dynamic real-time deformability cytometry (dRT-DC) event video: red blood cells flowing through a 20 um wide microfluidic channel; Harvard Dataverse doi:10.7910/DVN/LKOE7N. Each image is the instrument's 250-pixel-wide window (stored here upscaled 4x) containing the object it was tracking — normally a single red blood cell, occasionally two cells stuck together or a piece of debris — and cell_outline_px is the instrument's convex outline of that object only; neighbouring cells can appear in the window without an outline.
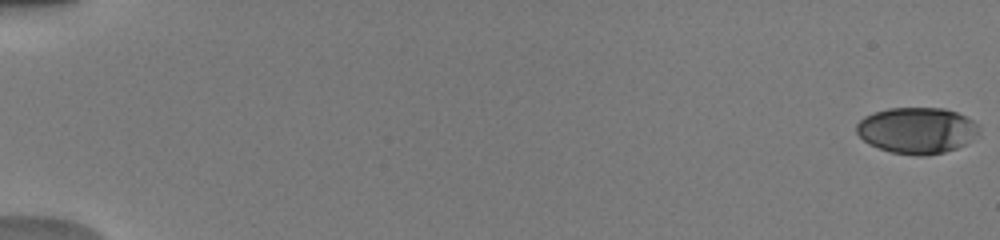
{"species": "human", "species_latin": "Homo sapiens", "temperature_condition": "warm", "stored_images_in_passage": 20, "segment_of_instrument_passage": [1, 2], "camera_frame_rate_fps": 3000, "um_per_image_px": 0.085, "donor": {"sex": "male"}, "frame": {"image": 1, "passage_image": 1, "time_ms": 0.0, "image_size_px": [1000, 240], "cell_outline_px": [[980, 124], [976, 132], [964, 144], [956, 148], [944, 152], [924, 156], [916, 156], [892, 152], [868, 144], [856, 132], [856, 124], [864, 116], [872, 112], [888, 108], [944, 108], [956, 112]], "centroid_in_image_um": [77.88, 11.07], "position_along_channel_um": 7.1, "area_um2": 32.77}}
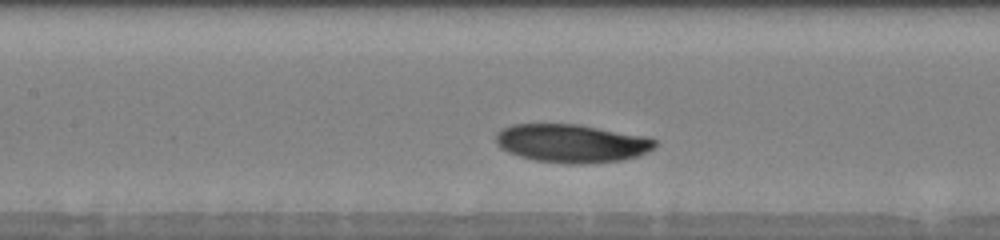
{"frame": {"image": 2, "passage_image": 13, "time_ms": 7.0, "image_size_px": [1000, 240], "cell_outline_px": [[656, 148], [648, 152], [624, 160], [588, 164], [564, 164], [532, 160], [508, 152], [500, 148], [496, 144], [496, 132], [512, 124], [576, 124], [648, 136], [656, 140]], "centroid_in_image_um": [48.61, 12.19], "position_along_channel_um": 158.8, "area_um2": 35.95}}
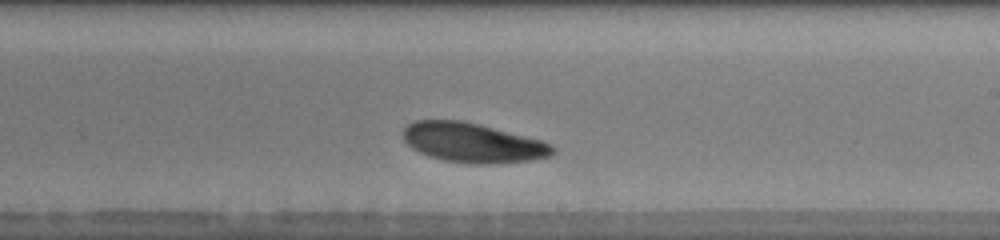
{"frame": {"image": 3, "passage_image": 18, "time_ms": 9.333, "image_size_px": [1000, 240], "cell_outline_px": [[556, 152], [552, 156], [532, 160], [492, 164], [468, 164], [444, 160], [428, 156], [412, 148], [404, 140], [404, 128], [408, 124], [416, 120], [464, 120], [544, 140], [556, 148]], "centroid_in_image_um": [40.24, 12.13], "position_along_channel_um": 248.8, "area_um2": 34.85}}